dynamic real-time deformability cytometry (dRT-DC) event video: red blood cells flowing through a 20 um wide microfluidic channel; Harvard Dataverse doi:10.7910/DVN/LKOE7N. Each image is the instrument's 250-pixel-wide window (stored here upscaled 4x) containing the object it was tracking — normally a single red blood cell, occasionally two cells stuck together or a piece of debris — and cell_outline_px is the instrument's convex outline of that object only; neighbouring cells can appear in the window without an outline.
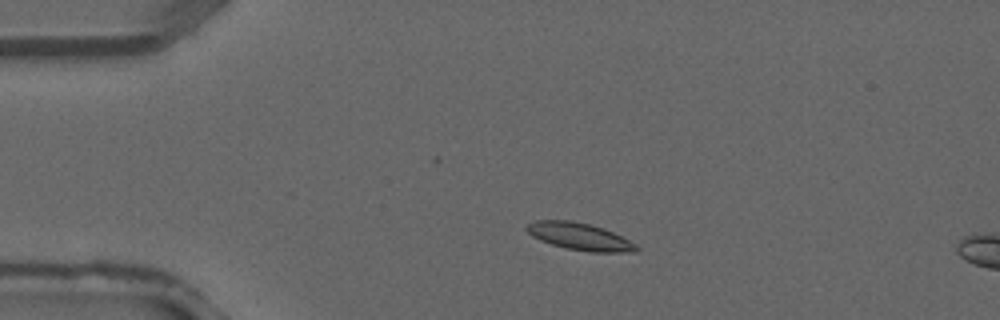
{"species": "common noctule bat (a hibernating species)", "species_latin": "Nyctalus noctula", "temperature_condition": "warm", "stored_images_in_passage": 3, "camera_frame_rate_fps": 3000, "um_per_image_px": 0.085, "animal": {"sex": "male", "forearm_length_mm": 52.5}, "frame": {"image": 1, "passage_image": 2, "time_ms": 0.333, "image_size_px": [1000, 320], "cell_outline_px": [[640, 248], [636, 252], [588, 252], [568, 248], [552, 244], [540, 240], [532, 236], [524, 228], [528, 224], [536, 220], [572, 220], [604, 228], [636, 244]], "centroid_in_image_um": [49.27, 20.1], "position_along_channel_um": 35.7, "area_um2": 17.28}}